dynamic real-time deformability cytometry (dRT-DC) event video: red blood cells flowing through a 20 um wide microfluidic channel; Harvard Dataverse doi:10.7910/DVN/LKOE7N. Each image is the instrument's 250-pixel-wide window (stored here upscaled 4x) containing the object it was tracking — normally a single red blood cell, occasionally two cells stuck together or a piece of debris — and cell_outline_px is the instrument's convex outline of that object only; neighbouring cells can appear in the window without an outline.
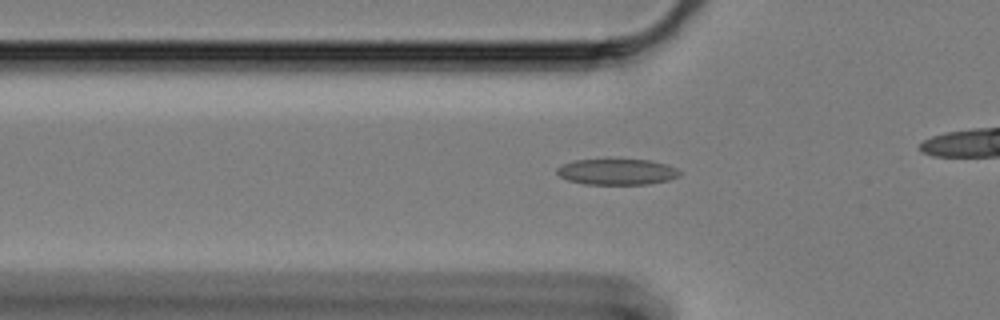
{"species": "Egyptian fruit bat (a non-hibernating species)", "species_latin": "Rousettus aegyptiacus", "temperature_condition": "cold", "stored_images_in_passage": 47, "camera_frame_rate_fps": 3000, "um_per_image_px": 0.085, "animal": {"sex": "female"}, "frame": {"image": 1, "passage_image": 18, "time_ms": 5.667, "image_size_px": [1000, 320], "cell_outline_px": [[680, 176], [668, 180], [648, 184], [584, 184], [568, 180], [560, 176], [556, 172], [556, 168], [572, 160], [648, 160], [664, 164], [676, 168], [680, 172]], "centroid_in_image_um": [52.42, 14.61], "position_along_channel_um": 73.4, "area_um2": 18.32}}
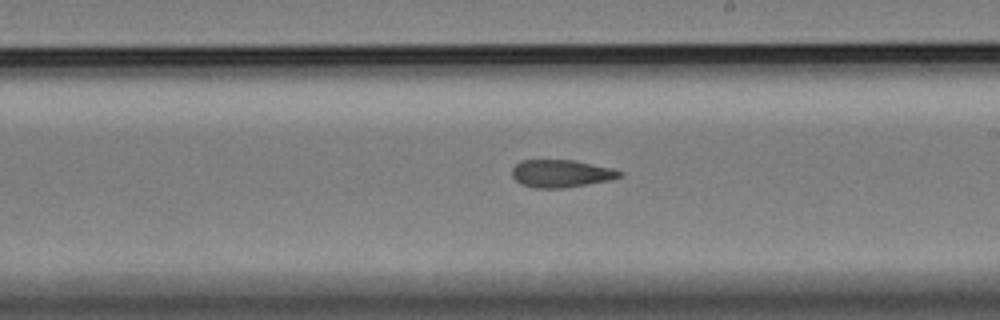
{"frame": {"image": 2, "passage_image": 33, "time_ms": 10.667, "image_size_px": [1000, 320], "cell_outline_px": [[624, 172], [620, 176], [608, 180], [564, 188], [532, 188], [520, 184], [512, 176], [512, 168], [520, 160], [572, 160], [612, 168]], "centroid_in_image_um": [47.64, 14.75], "position_along_channel_um": 241.4, "area_um2": 17.22}}
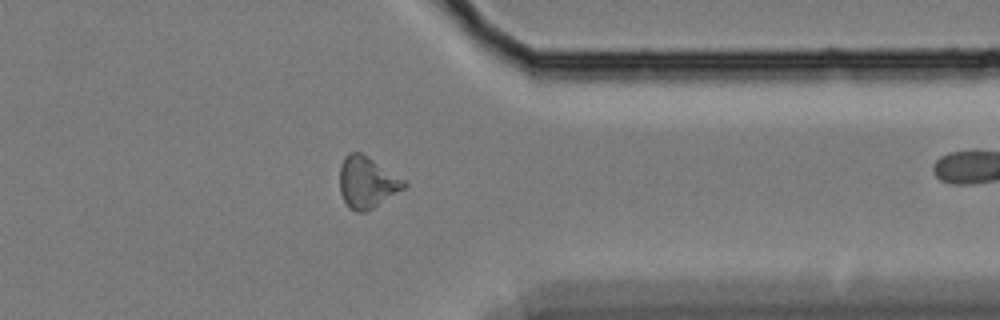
{"frame": {"image": 3, "passage_image": 46, "time_ms": 15.0, "image_size_px": [1000, 320], "cell_outline_px": [[408, 184], [404, 188], [372, 208], [364, 212], [356, 212], [348, 208], [340, 192], [340, 164], [344, 156], [348, 152], [360, 152], [404, 180]], "centroid_in_image_um": [31.14, 15.5], "position_along_channel_um": 380.3, "area_um2": 18.96}}